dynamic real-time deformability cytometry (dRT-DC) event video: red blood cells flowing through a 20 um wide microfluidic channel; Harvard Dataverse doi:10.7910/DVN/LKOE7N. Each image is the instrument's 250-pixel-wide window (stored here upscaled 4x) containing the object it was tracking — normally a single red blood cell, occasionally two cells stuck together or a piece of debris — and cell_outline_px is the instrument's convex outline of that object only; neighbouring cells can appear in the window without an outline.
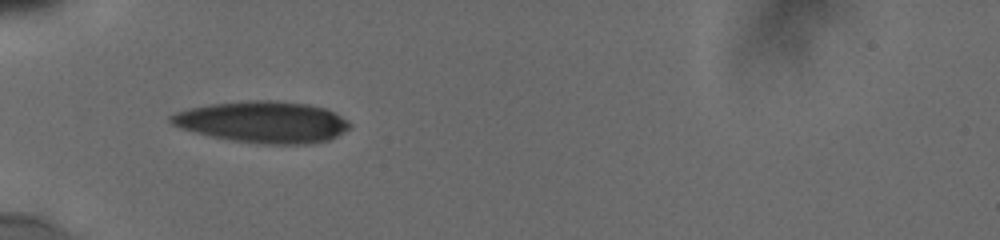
{"species": "human", "species_latin": "Homo sapiens", "temperature_condition": "cold", "stored_images_in_passage": 36, "camera_frame_rate_fps": 3000, "um_per_image_px": 0.085, "donor": {"sex": "male"}, "frame": {"image": 1, "passage_image": 4, "time_ms": 1.333, "image_size_px": [1000, 240], "cell_outline_px": [[352, 128], [328, 140], [312, 144], [264, 144], [232, 140], [212, 136], [180, 128], [172, 124], [168, 120], [168, 116], [176, 112], [188, 108], [208, 104], [248, 100], [276, 100], [308, 104], [324, 108], [348, 120], [352, 124]], "centroid_in_image_um": [22.35, 10.36], "position_along_channel_um": 62.7, "area_um2": 43.41}}
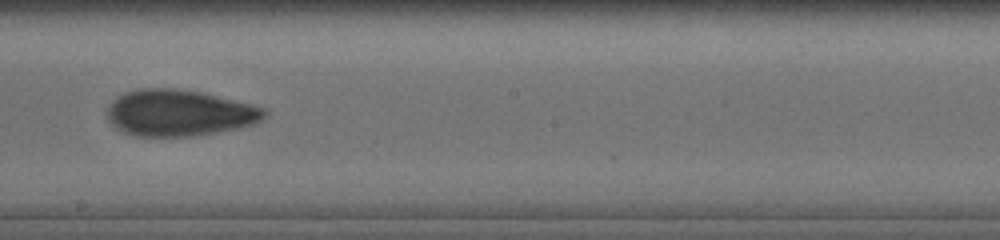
{"frame": {"image": 2, "passage_image": 17, "time_ms": 6.0, "image_size_px": [1000, 240], "cell_outline_px": [[268, 112], [260, 120], [252, 124], [236, 128], [216, 132], [192, 136], [136, 136], [124, 132], [116, 128], [108, 120], [108, 108], [112, 100], [116, 96], [124, 92], [140, 88], [172, 88], [200, 92], [264, 108]], "centroid_in_image_um": [15.17, 9.59], "position_along_channel_um": 233.0, "area_um2": 42.02}}
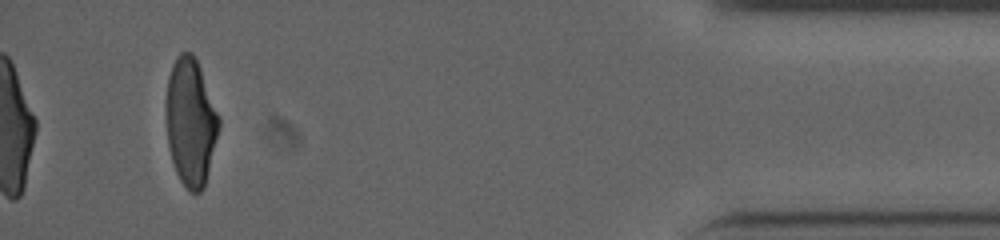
{"frame": {"image": 3, "passage_image": 33, "time_ms": 12.333, "image_size_px": [1000, 240], "cell_outline_px": [[220, 124], [204, 188], [200, 192], [188, 192], [180, 180], [176, 172], [172, 160], [168, 144], [164, 104], [168, 76], [172, 64], [176, 56], [180, 52], [192, 52], [200, 68], [220, 116]], "centroid_in_image_um": [16.18, 10.35], "position_along_channel_um": 419.0, "area_um2": 39.59}, "authors_computed_cell_mechanics": {"area_um2": 40.8646, "velocity_mm_per_s": 3.8521, "shape_relaxation_time_tau1_ms": 5.8008, "shape_relaxation_time_tau2_ms": 2.9268, "deformation_change_tau1": 0.1838, "deformation_change_tau2": 0.0953}}